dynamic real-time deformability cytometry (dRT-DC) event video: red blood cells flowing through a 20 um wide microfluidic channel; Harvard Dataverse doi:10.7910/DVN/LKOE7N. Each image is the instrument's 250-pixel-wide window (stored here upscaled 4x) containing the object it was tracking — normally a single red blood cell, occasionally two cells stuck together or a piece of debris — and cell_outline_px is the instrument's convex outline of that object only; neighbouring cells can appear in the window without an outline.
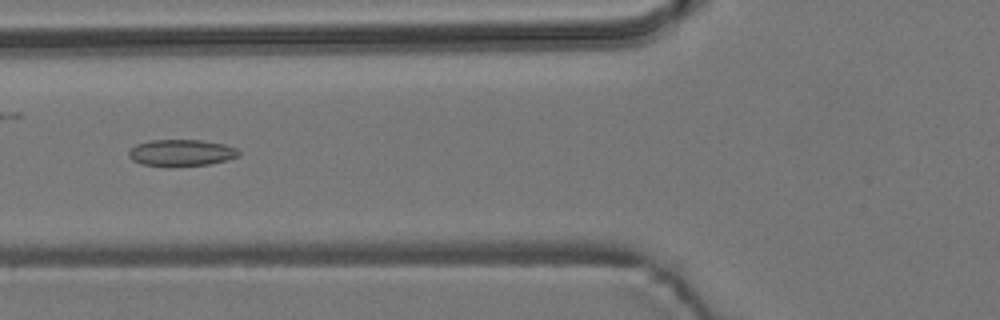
{"species": "common noctule bat (a hibernating species)", "species_latin": "Nyctalus noctula", "temperature_condition": "room temperature", "stored_images_in_passage": 43, "camera_frame_rate_fps": 3000, "um_per_image_px": 0.085, "animal": {"sex": "male", "body_mass_g": 19.2, "forearm_length_mm": 51.8}, "frame": {"image": 1, "passage_image": 9, "time_ms": 2.667, "image_size_px": [1000, 320], "cell_outline_px": [[240, 156], [208, 164], [144, 164], [132, 160], [128, 156], [128, 152], [136, 144], [152, 140], [200, 140], [224, 144], [236, 148], [240, 152]], "centroid_in_image_um": [15.43, 12.94], "position_along_channel_um": 110.4, "area_um2": 16.3}}
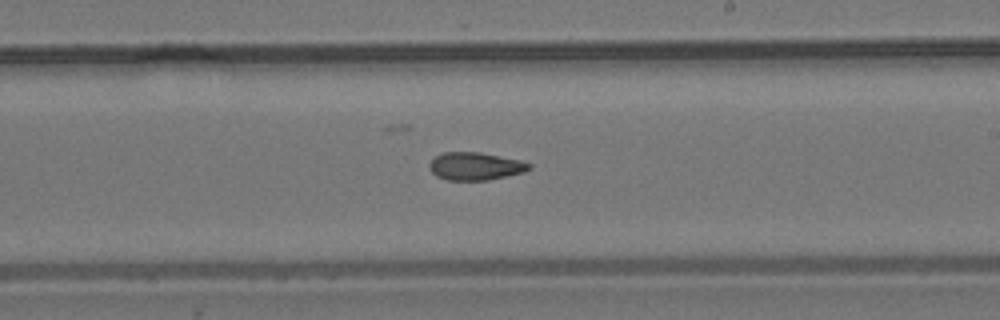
{"frame": {"image": 2, "passage_image": 20, "time_ms": 6.333, "image_size_px": [1000, 320], "cell_outline_px": [[532, 168], [524, 172], [488, 180], [448, 180], [436, 176], [432, 172], [428, 164], [436, 156], [444, 152], [480, 152], [520, 160], [532, 164]], "centroid_in_image_um": [40.42, 14.13], "position_along_channel_um": 248.6, "area_um2": 16.13}}
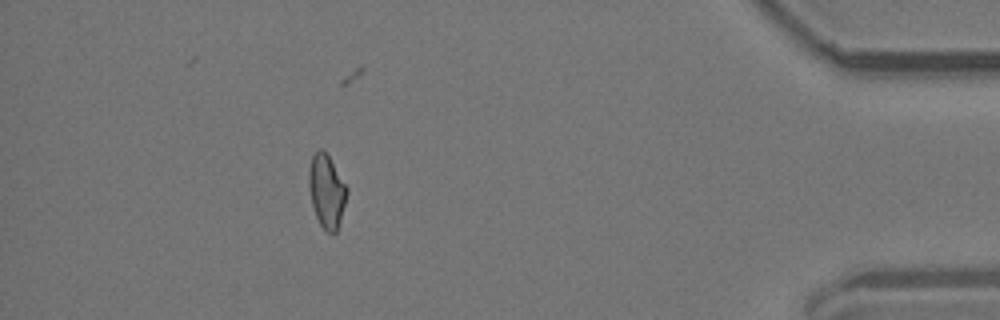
{"frame": {"image": 3, "passage_image": 37, "time_ms": 12.0, "image_size_px": [1000, 320], "cell_outline_px": [[348, 192], [340, 220], [336, 232], [328, 232], [320, 224], [316, 216], [312, 204], [308, 188], [308, 172], [312, 156], [320, 148], [324, 148], [348, 188]], "centroid_in_image_um": [27.75, 16.2], "position_along_channel_um": 407.4, "area_um2": 16.18}, "authors_computed_cell_mechanics": {"area_um2": 16.473, "velocity_mm_per_s": 3.7811, "shape_relaxation_time_tau1_ms": null, "shape_relaxation_time_tau2_ms": 5.1341, "deformation_change_tau1": null, "deformation_change_tau2": 0.1234}}